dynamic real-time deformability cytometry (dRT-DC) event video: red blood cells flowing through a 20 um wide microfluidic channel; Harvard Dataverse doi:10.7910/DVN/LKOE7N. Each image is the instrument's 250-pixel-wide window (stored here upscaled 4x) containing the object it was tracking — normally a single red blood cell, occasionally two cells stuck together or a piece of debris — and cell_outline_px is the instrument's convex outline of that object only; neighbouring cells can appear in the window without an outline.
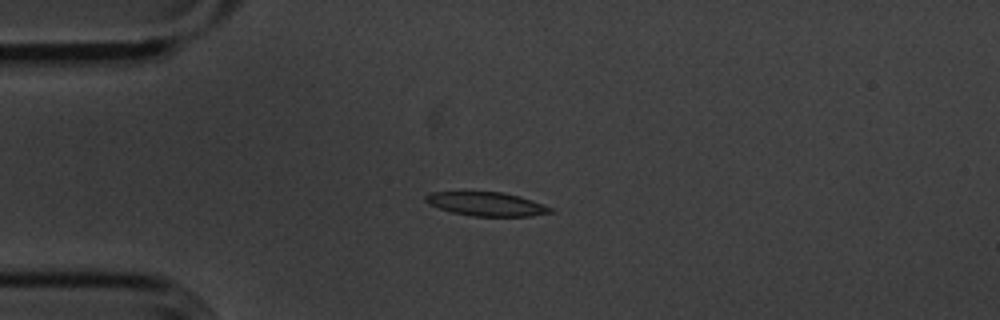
{"species": "common noctule bat (a hibernating species)", "species_latin": "Nyctalus noctula", "temperature_condition": "cold", "stored_images_in_passage": 55, "camera_frame_rate_fps": 3000, "um_per_image_px": 0.085, "animal": {"sex": "male", "body_mass_g": 20.1, "forearm_length_mm": 53.5}, "frame": {"image": 1, "passage_image": 13, "time_ms": 4.0, "image_size_px": [1000, 320], "cell_outline_px": [[556, 212], [532, 216], [472, 216], [452, 212], [428, 204], [424, 200], [424, 196], [432, 192], [504, 192], [520, 196], [556, 208]], "centroid_in_image_um": [41.43, 17.34], "position_along_channel_um": 43.6, "area_um2": 17.51}}
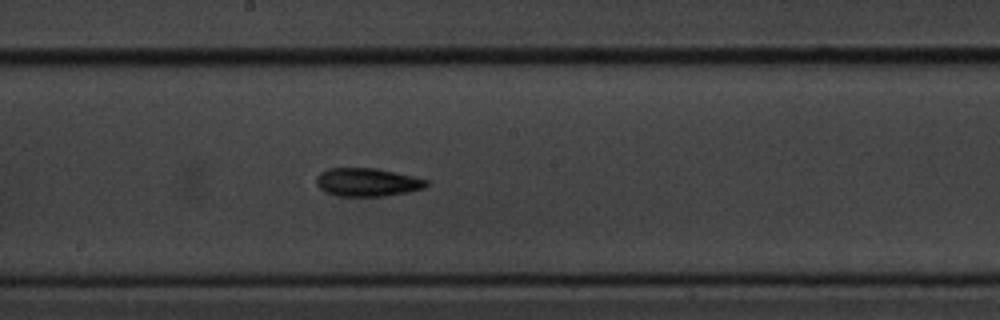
{"frame": {"image": 2, "passage_image": 29, "time_ms": 9.333, "image_size_px": [1000, 320], "cell_outline_px": [[428, 184], [424, 188], [408, 192], [384, 196], [336, 196], [320, 188], [316, 184], [316, 176], [320, 172], [328, 168], [376, 168], [412, 176], [428, 180]], "centroid_in_image_um": [31.2, 15.48], "position_along_channel_um": 217.0, "area_um2": 18.09}}
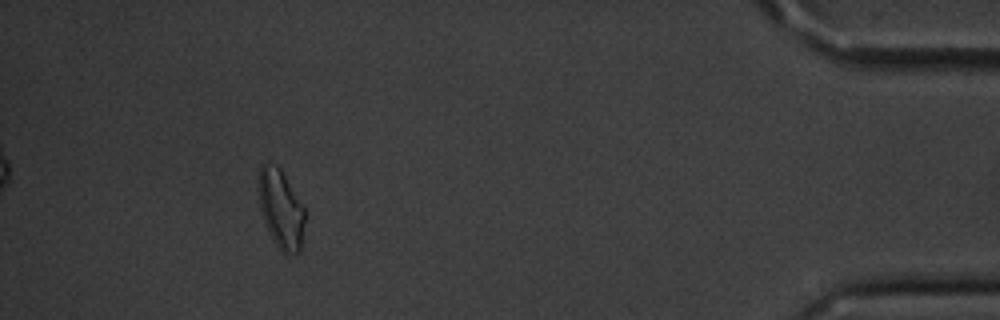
{"frame": {"image": 3, "passage_image": 50, "time_ms": 16.333, "image_size_px": [1000, 320], "cell_outline_px": [[304, 220], [300, 252], [284, 252], [276, 244], [264, 224], [260, 208], [256, 188], [260, 164], [264, 164], [280, 168], [304, 204]], "centroid_in_image_um": [23.85, 17.71], "position_along_channel_um": 411.4, "area_um2": 21.27}, "authors_computed_cell_mechanics": {"area_um2": 17.8024, "velocity_mm_per_s": 3.6073, "shape_relaxation_time_tau1_ms": 7.4895, "shape_relaxation_time_tau2_ms": null, "deformation_change_tau1": 0.1659, "deformation_change_tau2": null}}